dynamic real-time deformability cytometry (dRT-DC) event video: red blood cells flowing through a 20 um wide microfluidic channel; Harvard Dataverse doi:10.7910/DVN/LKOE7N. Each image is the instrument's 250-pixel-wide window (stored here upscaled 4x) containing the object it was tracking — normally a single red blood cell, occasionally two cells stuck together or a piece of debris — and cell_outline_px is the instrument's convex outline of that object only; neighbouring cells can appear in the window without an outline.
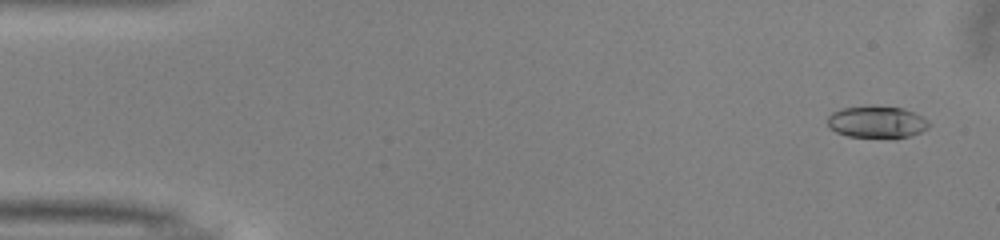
{"species": "common noctule bat (a hibernating species)", "species_latin": "Nyctalus noctula", "temperature_condition": "warm", "stored_images_in_passage": 51, "camera_frame_rate_fps": 3000, "um_per_image_px": 0.085, "animal": {"sex": "male", "body_mass_g": 13.0, "forearm_length_mm": 53.1}, "frame": {"image": 1, "passage_image": 3, "time_ms": 0.667, "image_size_px": [1000, 240], "cell_outline_px": [[932, 124], [928, 128], [920, 132], [896, 140], [848, 136], [836, 132], [828, 128], [828, 116], [832, 112], [840, 108], [872, 104], [904, 108], [928, 120]], "centroid_in_image_um": [74.52, 10.37], "position_along_channel_um": 10.5, "area_um2": 19.77}}
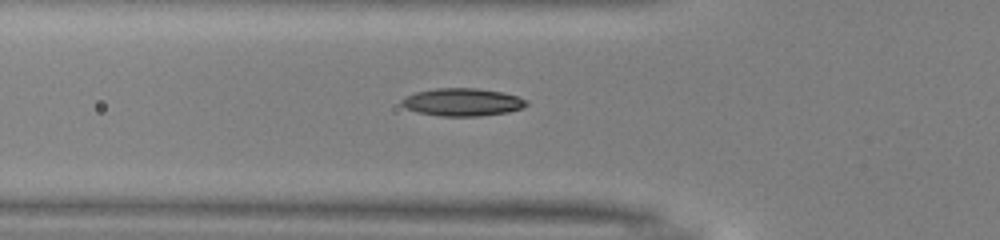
{"frame": {"image": 2, "passage_image": 18, "time_ms": 5.667, "image_size_px": [1000, 240], "cell_outline_px": [[528, 104], [524, 108], [508, 112], [480, 116], [440, 116], [416, 112], [404, 108], [400, 104], [400, 100], [404, 96], [416, 92], [436, 88], [476, 88], [504, 92], [528, 100]], "centroid_in_image_um": [39.28, 8.68], "position_along_channel_um": 86.5, "area_um2": 20.46}}
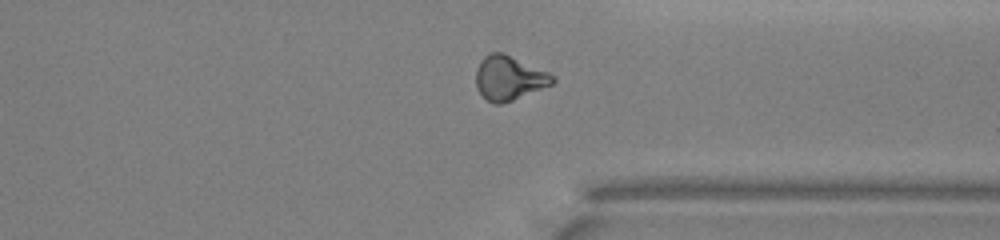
{"frame": {"image": 3, "passage_image": 39, "time_ms": 12.667, "image_size_px": [1000, 240], "cell_outline_px": [[556, 80], [552, 84], [512, 100], [500, 104], [492, 104], [476, 88], [476, 68], [480, 60], [484, 56], [492, 52], [504, 52], [548, 72], [556, 76]], "centroid_in_image_um": [43.26, 6.61], "position_along_channel_um": 368.1, "area_um2": 19.77}, "authors_computed_cell_mechanics": {"area_um2": 19.1318, "velocity_mm_per_s": 4.0382, "shape_relaxation_time_tau1_ms": 4.5543, "shape_relaxation_time_tau2_ms": 3.0711, "deformation_change_tau1": 0.1781, "deformation_change_tau2": 0.1002}}